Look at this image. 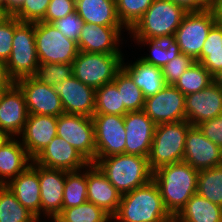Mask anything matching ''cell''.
<instances>
[{"label": "cell", "instance_id": "6da1fadb", "mask_svg": "<svg viewBox=\"0 0 222 222\" xmlns=\"http://www.w3.org/2000/svg\"><path fill=\"white\" fill-rule=\"evenodd\" d=\"M199 170L184 161L165 165L153 172L163 204L175 217L196 193Z\"/></svg>", "mask_w": 222, "mask_h": 222}, {"label": "cell", "instance_id": "7a4b0ae2", "mask_svg": "<svg viewBox=\"0 0 222 222\" xmlns=\"http://www.w3.org/2000/svg\"><path fill=\"white\" fill-rule=\"evenodd\" d=\"M171 218L157 184L151 180L146 185L121 195L112 222H168Z\"/></svg>", "mask_w": 222, "mask_h": 222}, {"label": "cell", "instance_id": "3957f363", "mask_svg": "<svg viewBox=\"0 0 222 222\" xmlns=\"http://www.w3.org/2000/svg\"><path fill=\"white\" fill-rule=\"evenodd\" d=\"M188 11L171 0H154L149 9L127 32L130 40L173 38Z\"/></svg>", "mask_w": 222, "mask_h": 222}, {"label": "cell", "instance_id": "277c9868", "mask_svg": "<svg viewBox=\"0 0 222 222\" xmlns=\"http://www.w3.org/2000/svg\"><path fill=\"white\" fill-rule=\"evenodd\" d=\"M94 164L100 168L121 195L146 185L153 178L148 157L122 153L95 158Z\"/></svg>", "mask_w": 222, "mask_h": 222}, {"label": "cell", "instance_id": "5b68a950", "mask_svg": "<svg viewBox=\"0 0 222 222\" xmlns=\"http://www.w3.org/2000/svg\"><path fill=\"white\" fill-rule=\"evenodd\" d=\"M191 126L187 120L156 125L148 156L152 172L162 166L183 161L187 131Z\"/></svg>", "mask_w": 222, "mask_h": 222}, {"label": "cell", "instance_id": "8992f818", "mask_svg": "<svg viewBox=\"0 0 222 222\" xmlns=\"http://www.w3.org/2000/svg\"><path fill=\"white\" fill-rule=\"evenodd\" d=\"M11 79L33 77L39 65L35 45V23L21 22L15 17V31L11 54L5 63Z\"/></svg>", "mask_w": 222, "mask_h": 222}, {"label": "cell", "instance_id": "52a82bcc", "mask_svg": "<svg viewBox=\"0 0 222 222\" xmlns=\"http://www.w3.org/2000/svg\"><path fill=\"white\" fill-rule=\"evenodd\" d=\"M123 58L124 55L79 51L72 62L73 76L96 90L113 82L116 73L121 69Z\"/></svg>", "mask_w": 222, "mask_h": 222}, {"label": "cell", "instance_id": "ba28073f", "mask_svg": "<svg viewBox=\"0 0 222 222\" xmlns=\"http://www.w3.org/2000/svg\"><path fill=\"white\" fill-rule=\"evenodd\" d=\"M219 19L210 8L188 12L173 37L181 53L201 63L202 47L208 32Z\"/></svg>", "mask_w": 222, "mask_h": 222}, {"label": "cell", "instance_id": "9c48e42d", "mask_svg": "<svg viewBox=\"0 0 222 222\" xmlns=\"http://www.w3.org/2000/svg\"><path fill=\"white\" fill-rule=\"evenodd\" d=\"M35 45L39 63H72L79 52L77 42L43 21L35 23Z\"/></svg>", "mask_w": 222, "mask_h": 222}, {"label": "cell", "instance_id": "30bf717a", "mask_svg": "<svg viewBox=\"0 0 222 222\" xmlns=\"http://www.w3.org/2000/svg\"><path fill=\"white\" fill-rule=\"evenodd\" d=\"M57 136L71 144L90 163L95 162L96 143L92 117L68 113L59 115Z\"/></svg>", "mask_w": 222, "mask_h": 222}, {"label": "cell", "instance_id": "8fae6325", "mask_svg": "<svg viewBox=\"0 0 222 222\" xmlns=\"http://www.w3.org/2000/svg\"><path fill=\"white\" fill-rule=\"evenodd\" d=\"M92 121L96 143L95 158H105L125 153L126 131L124 116L94 114Z\"/></svg>", "mask_w": 222, "mask_h": 222}, {"label": "cell", "instance_id": "7c38bea8", "mask_svg": "<svg viewBox=\"0 0 222 222\" xmlns=\"http://www.w3.org/2000/svg\"><path fill=\"white\" fill-rule=\"evenodd\" d=\"M143 111L156 125L184 121L185 95L174 85H166L157 94L145 99Z\"/></svg>", "mask_w": 222, "mask_h": 222}, {"label": "cell", "instance_id": "4fadbf2b", "mask_svg": "<svg viewBox=\"0 0 222 222\" xmlns=\"http://www.w3.org/2000/svg\"><path fill=\"white\" fill-rule=\"evenodd\" d=\"M128 30L125 27H108L93 23H84L77 46L79 51L87 53H103L110 55H123L122 37L123 32Z\"/></svg>", "mask_w": 222, "mask_h": 222}, {"label": "cell", "instance_id": "5bb4252c", "mask_svg": "<svg viewBox=\"0 0 222 222\" xmlns=\"http://www.w3.org/2000/svg\"><path fill=\"white\" fill-rule=\"evenodd\" d=\"M16 84L23 91L29 114L59 116L64 113L61 99L53 86L33 77L20 79Z\"/></svg>", "mask_w": 222, "mask_h": 222}, {"label": "cell", "instance_id": "9a60e30c", "mask_svg": "<svg viewBox=\"0 0 222 222\" xmlns=\"http://www.w3.org/2000/svg\"><path fill=\"white\" fill-rule=\"evenodd\" d=\"M29 112L23 91L14 83L0 96V130L9 137H19Z\"/></svg>", "mask_w": 222, "mask_h": 222}, {"label": "cell", "instance_id": "2e32d148", "mask_svg": "<svg viewBox=\"0 0 222 222\" xmlns=\"http://www.w3.org/2000/svg\"><path fill=\"white\" fill-rule=\"evenodd\" d=\"M33 161L46 168L61 169L68 172L82 170L90 163L71 144L57 135Z\"/></svg>", "mask_w": 222, "mask_h": 222}, {"label": "cell", "instance_id": "e0dca14e", "mask_svg": "<svg viewBox=\"0 0 222 222\" xmlns=\"http://www.w3.org/2000/svg\"><path fill=\"white\" fill-rule=\"evenodd\" d=\"M58 93L64 113L92 117L95 113L96 90L71 76L62 83L53 85Z\"/></svg>", "mask_w": 222, "mask_h": 222}, {"label": "cell", "instance_id": "ac0fdd59", "mask_svg": "<svg viewBox=\"0 0 222 222\" xmlns=\"http://www.w3.org/2000/svg\"><path fill=\"white\" fill-rule=\"evenodd\" d=\"M41 220L56 218L62 211L66 171L38 165ZM46 218V219H45Z\"/></svg>", "mask_w": 222, "mask_h": 222}, {"label": "cell", "instance_id": "d6986e66", "mask_svg": "<svg viewBox=\"0 0 222 222\" xmlns=\"http://www.w3.org/2000/svg\"><path fill=\"white\" fill-rule=\"evenodd\" d=\"M126 131L125 154L148 157L153 142L156 124L143 110L124 115Z\"/></svg>", "mask_w": 222, "mask_h": 222}, {"label": "cell", "instance_id": "ffe728a7", "mask_svg": "<svg viewBox=\"0 0 222 222\" xmlns=\"http://www.w3.org/2000/svg\"><path fill=\"white\" fill-rule=\"evenodd\" d=\"M183 161L202 170L222 165V149L205 137L197 126L187 131Z\"/></svg>", "mask_w": 222, "mask_h": 222}, {"label": "cell", "instance_id": "44dd1931", "mask_svg": "<svg viewBox=\"0 0 222 222\" xmlns=\"http://www.w3.org/2000/svg\"><path fill=\"white\" fill-rule=\"evenodd\" d=\"M186 120L192 125L213 119L222 114V88L212 82L196 93L185 96Z\"/></svg>", "mask_w": 222, "mask_h": 222}, {"label": "cell", "instance_id": "7402d4cb", "mask_svg": "<svg viewBox=\"0 0 222 222\" xmlns=\"http://www.w3.org/2000/svg\"><path fill=\"white\" fill-rule=\"evenodd\" d=\"M57 116L29 114L19 136L29 156L34 159L57 135Z\"/></svg>", "mask_w": 222, "mask_h": 222}, {"label": "cell", "instance_id": "603a6c76", "mask_svg": "<svg viewBox=\"0 0 222 222\" xmlns=\"http://www.w3.org/2000/svg\"><path fill=\"white\" fill-rule=\"evenodd\" d=\"M121 194L109 182L100 168L94 164L87 165V201L102 208L111 217L117 212Z\"/></svg>", "mask_w": 222, "mask_h": 222}, {"label": "cell", "instance_id": "cb8c5ba5", "mask_svg": "<svg viewBox=\"0 0 222 222\" xmlns=\"http://www.w3.org/2000/svg\"><path fill=\"white\" fill-rule=\"evenodd\" d=\"M6 186L26 209L41 220L38 164L32 161L31 165L25 171L10 180Z\"/></svg>", "mask_w": 222, "mask_h": 222}, {"label": "cell", "instance_id": "d4e9b609", "mask_svg": "<svg viewBox=\"0 0 222 222\" xmlns=\"http://www.w3.org/2000/svg\"><path fill=\"white\" fill-rule=\"evenodd\" d=\"M32 161L19 137H9L0 148V185L25 171Z\"/></svg>", "mask_w": 222, "mask_h": 222}, {"label": "cell", "instance_id": "484cf974", "mask_svg": "<svg viewBox=\"0 0 222 222\" xmlns=\"http://www.w3.org/2000/svg\"><path fill=\"white\" fill-rule=\"evenodd\" d=\"M125 60L123 58L121 68L141 89L145 98L157 94L167 85L162 74V68L146 63L140 58L134 62L131 60V63Z\"/></svg>", "mask_w": 222, "mask_h": 222}, {"label": "cell", "instance_id": "4316f807", "mask_svg": "<svg viewBox=\"0 0 222 222\" xmlns=\"http://www.w3.org/2000/svg\"><path fill=\"white\" fill-rule=\"evenodd\" d=\"M76 13L84 23L124 27L116 12V0H75Z\"/></svg>", "mask_w": 222, "mask_h": 222}, {"label": "cell", "instance_id": "83f0119b", "mask_svg": "<svg viewBox=\"0 0 222 222\" xmlns=\"http://www.w3.org/2000/svg\"><path fill=\"white\" fill-rule=\"evenodd\" d=\"M174 218L179 222H222V207L195 193Z\"/></svg>", "mask_w": 222, "mask_h": 222}, {"label": "cell", "instance_id": "f1b7e54d", "mask_svg": "<svg viewBox=\"0 0 222 222\" xmlns=\"http://www.w3.org/2000/svg\"><path fill=\"white\" fill-rule=\"evenodd\" d=\"M139 47L145 46L149 53L139 57L144 62L163 68L168 62L181 54L180 47L173 38L165 40L147 39V40H130ZM141 45V46H140Z\"/></svg>", "mask_w": 222, "mask_h": 222}, {"label": "cell", "instance_id": "f546056e", "mask_svg": "<svg viewBox=\"0 0 222 222\" xmlns=\"http://www.w3.org/2000/svg\"><path fill=\"white\" fill-rule=\"evenodd\" d=\"M201 64L212 76L222 69V18L208 32L202 47Z\"/></svg>", "mask_w": 222, "mask_h": 222}, {"label": "cell", "instance_id": "4dcf8cb0", "mask_svg": "<svg viewBox=\"0 0 222 222\" xmlns=\"http://www.w3.org/2000/svg\"><path fill=\"white\" fill-rule=\"evenodd\" d=\"M87 202V166L78 171H66L62 209Z\"/></svg>", "mask_w": 222, "mask_h": 222}, {"label": "cell", "instance_id": "1f68e13d", "mask_svg": "<svg viewBox=\"0 0 222 222\" xmlns=\"http://www.w3.org/2000/svg\"><path fill=\"white\" fill-rule=\"evenodd\" d=\"M6 185H0V222H38Z\"/></svg>", "mask_w": 222, "mask_h": 222}, {"label": "cell", "instance_id": "d6a6232c", "mask_svg": "<svg viewBox=\"0 0 222 222\" xmlns=\"http://www.w3.org/2000/svg\"><path fill=\"white\" fill-rule=\"evenodd\" d=\"M49 222H112V217L102 208L87 201L79 206L62 209Z\"/></svg>", "mask_w": 222, "mask_h": 222}, {"label": "cell", "instance_id": "836d02e7", "mask_svg": "<svg viewBox=\"0 0 222 222\" xmlns=\"http://www.w3.org/2000/svg\"><path fill=\"white\" fill-rule=\"evenodd\" d=\"M196 193L222 207V165L199 170Z\"/></svg>", "mask_w": 222, "mask_h": 222}, {"label": "cell", "instance_id": "e575fe53", "mask_svg": "<svg viewBox=\"0 0 222 222\" xmlns=\"http://www.w3.org/2000/svg\"><path fill=\"white\" fill-rule=\"evenodd\" d=\"M127 112L121 98V92L118 91L117 86L113 82L104 84L96 89L94 114L124 116Z\"/></svg>", "mask_w": 222, "mask_h": 222}, {"label": "cell", "instance_id": "d590c367", "mask_svg": "<svg viewBox=\"0 0 222 222\" xmlns=\"http://www.w3.org/2000/svg\"><path fill=\"white\" fill-rule=\"evenodd\" d=\"M213 82V76L204 66L195 61L174 84V86L185 96L199 92Z\"/></svg>", "mask_w": 222, "mask_h": 222}, {"label": "cell", "instance_id": "8d00e7d4", "mask_svg": "<svg viewBox=\"0 0 222 222\" xmlns=\"http://www.w3.org/2000/svg\"><path fill=\"white\" fill-rule=\"evenodd\" d=\"M113 83L121 92L122 101L128 112L143 110L146 98L141 89L122 68L116 73Z\"/></svg>", "mask_w": 222, "mask_h": 222}, {"label": "cell", "instance_id": "74e56055", "mask_svg": "<svg viewBox=\"0 0 222 222\" xmlns=\"http://www.w3.org/2000/svg\"><path fill=\"white\" fill-rule=\"evenodd\" d=\"M154 0H116L119 21L129 31L149 9Z\"/></svg>", "mask_w": 222, "mask_h": 222}, {"label": "cell", "instance_id": "f35d334b", "mask_svg": "<svg viewBox=\"0 0 222 222\" xmlns=\"http://www.w3.org/2000/svg\"><path fill=\"white\" fill-rule=\"evenodd\" d=\"M71 76H73L72 63H39L33 78L45 85L53 86Z\"/></svg>", "mask_w": 222, "mask_h": 222}, {"label": "cell", "instance_id": "ab89813d", "mask_svg": "<svg viewBox=\"0 0 222 222\" xmlns=\"http://www.w3.org/2000/svg\"><path fill=\"white\" fill-rule=\"evenodd\" d=\"M51 0H24L23 4L12 14L21 22L36 23L45 18Z\"/></svg>", "mask_w": 222, "mask_h": 222}, {"label": "cell", "instance_id": "60d3db41", "mask_svg": "<svg viewBox=\"0 0 222 222\" xmlns=\"http://www.w3.org/2000/svg\"><path fill=\"white\" fill-rule=\"evenodd\" d=\"M195 62L185 54H179L162 68V74L167 85H174L182 74Z\"/></svg>", "mask_w": 222, "mask_h": 222}, {"label": "cell", "instance_id": "b9f144b4", "mask_svg": "<svg viewBox=\"0 0 222 222\" xmlns=\"http://www.w3.org/2000/svg\"><path fill=\"white\" fill-rule=\"evenodd\" d=\"M84 21L76 13L68 14L66 17L56 20L52 23L65 37L78 42Z\"/></svg>", "mask_w": 222, "mask_h": 222}, {"label": "cell", "instance_id": "7bdbcfd3", "mask_svg": "<svg viewBox=\"0 0 222 222\" xmlns=\"http://www.w3.org/2000/svg\"><path fill=\"white\" fill-rule=\"evenodd\" d=\"M15 31V17L9 15L2 23H0V61L6 63L13 44V36Z\"/></svg>", "mask_w": 222, "mask_h": 222}, {"label": "cell", "instance_id": "ee69618b", "mask_svg": "<svg viewBox=\"0 0 222 222\" xmlns=\"http://www.w3.org/2000/svg\"><path fill=\"white\" fill-rule=\"evenodd\" d=\"M76 10L75 0H51L43 22L52 24Z\"/></svg>", "mask_w": 222, "mask_h": 222}, {"label": "cell", "instance_id": "f6af8a7d", "mask_svg": "<svg viewBox=\"0 0 222 222\" xmlns=\"http://www.w3.org/2000/svg\"><path fill=\"white\" fill-rule=\"evenodd\" d=\"M202 134L222 149V114L197 125Z\"/></svg>", "mask_w": 222, "mask_h": 222}, {"label": "cell", "instance_id": "bcb514c9", "mask_svg": "<svg viewBox=\"0 0 222 222\" xmlns=\"http://www.w3.org/2000/svg\"><path fill=\"white\" fill-rule=\"evenodd\" d=\"M172 2L184 7L188 12L203 11L210 8L206 0H171Z\"/></svg>", "mask_w": 222, "mask_h": 222}, {"label": "cell", "instance_id": "7dc6e473", "mask_svg": "<svg viewBox=\"0 0 222 222\" xmlns=\"http://www.w3.org/2000/svg\"><path fill=\"white\" fill-rule=\"evenodd\" d=\"M14 83L8 73L6 64L0 61V91L9 89Z\"/></svg>", "mask_w": 222, "mask_h": 222}, {"label": "cell", "instance_id": "c3c4849f", "mask_svg": "<svg viewBox=\"0 0 222 222\" xmlns=\"http://www.w3.org/2000/svg\"><path fill=\"white\" fill-rule=\"evenodd\" d=\"M24 0H5V11L12 15L22 4Z\"/></svg>", "mask_w": 222, "mask_h": 222}, {"label": "cell", "instance_id": "681fc988", "mask_svg": "<svg viewBox=\"0 0 222 222\" xmlns=\"http://www.w3.org/2000/svg\"><path fill=\"white\" fill-rule=\"evenodd\" d=\"M210 9L219 17L222 18V0H214L210 4Z\"/></svg>", "mask_w": 222, "mask_h": 222}, {"label": "cell", "instance_id": "f907efd6", "mask_svg": "<svg viewBox=\"0 0 222 222\" xmlns=\"http://www.w3.org/2000/svg\"><path fill=\"white\" fill-rule=\"evenodd\" d=\"M213 82L222 88V69L213 75Z\"/></svg>", "mask_w": 222, "mask_h": 222}, {"label": "cell", "instance_id": "816d5d0a", "mask_svg": "<svg viewBox=\"0 0 222 222\" xmlns=\"http://www.w3.org/2000/svg\"><path fill=\"white\" fill-rule=\"evenodd\" d=\"M8 138L9 136L5 132L0 130V148Z\"/></svg>", "mask_w": 222, "mask_h": 222}, {"label": "cell", "instance_id": "f5cc1de1", "mask_svg": "<svg viewBox=\"0 0 222 222\" xmlns=\"http://www.w3.org/2000/svg\"><path fill=\"white\" fill-rule=\"evenodd\" d=\"M9 14L0 6V23H2Z\"/></svg>", "mask_w": 222, "mask_h": 222}, {"label": "cell", "instance_id": "db71d44e", "mask_svg": "<svg viewBox=\"0 0 222 222\" xmlns=\"http://www.w3.org/2000/svg\"><path fill=\"white\" fill-rule=\"evenodd\" d=\"M0 6L5 10V0H0Z\"/></svg>", "mask_w": 222, "mask_h": 222}, {"label": "cell", "instance_id": "11a10c76", "mask_svg": "<svg viewBox=\"0 0 222 222\" xmlns=\"http://www.w3.org/2000/svg\"><path fill=\"white\" fill-rule=\"evenodd\" d=\"M168 222H179L176 218L172 217Z\"/></svg>", "mask_w": 222, "mask_h": 222}, {"label": "cell", "instance_id": "9f6ffc18", "mask_svg": "<svg viewBox=\"0 0 222 222\" xmlns=\"http://www.w3.org/2000/svg\"><path fill=\"white\" fill-rule=\"evenodd\" d=\"M209 4H211L214 0H206Z\"/></svg>", "mask_w": 222, "mask_h": 222}]
</instances>
